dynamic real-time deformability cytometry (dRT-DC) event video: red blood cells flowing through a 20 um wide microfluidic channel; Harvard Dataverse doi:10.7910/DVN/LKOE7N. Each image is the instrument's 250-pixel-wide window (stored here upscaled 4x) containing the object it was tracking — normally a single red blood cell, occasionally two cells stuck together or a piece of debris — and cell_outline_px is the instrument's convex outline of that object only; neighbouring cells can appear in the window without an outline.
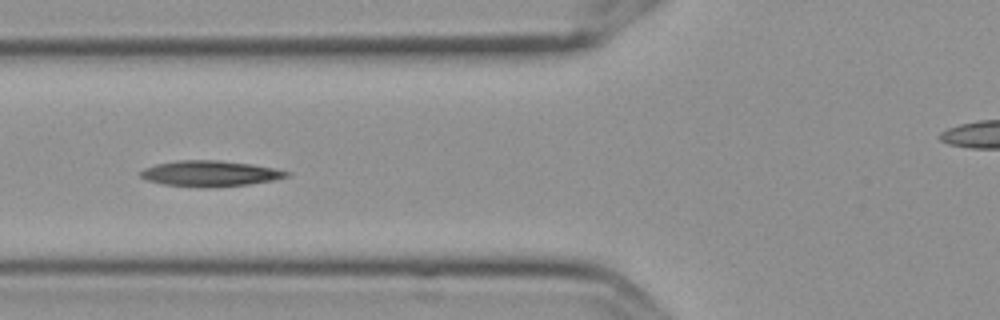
{"species": "Egyptian fruit bat (a non-hibernating species)", "species_latin": "Rousettus aegyptiacus", "temperature_condition": "cold", "stored_images_in_passage": 10, "camera_frame_rate_fps": 3000, "um_per_image_px": 0.085, "frame": {"image": 1, "passage_image": 6, "time_ms": 1.667, "image_size_px": [1000, 320], "cell_outline_px": [[292, 172], [288, 176], [272, 180], [248, 184], [208, 188], [200, 188], [164, 184], [148, 180], [140, 176], [136, 172], [144, 168], [156, 164], [176, 160], [220, 160], [252, 164]], "centroid_in_image_um": [17.8, 14.75], "position_along_channel_um": 108.0, "area_um2": 22.02}}
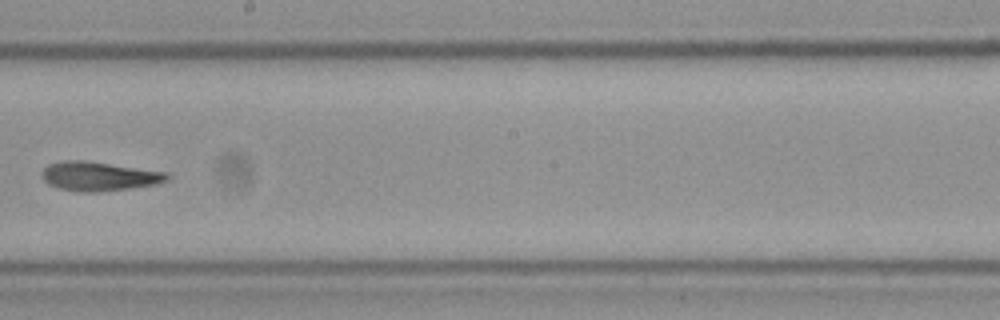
{"frame": {"image": 2, "passage_image": 9, "time_ms": 2.667, "image_size_px": [1000, 320], "cell_outline_px": [[172, 176], [168, 180], [156, 184], [128, 188], [96, 192], [76, 192], [60, 188], [48, 184], [44, 180], [40, 172], [48, 164], [64, 160], [84, 160], [168, 172]], "centroid_in_image_um": [8.41, 14.97], "position_along_channel_um": 239.8, "area_um2": 21.33}}
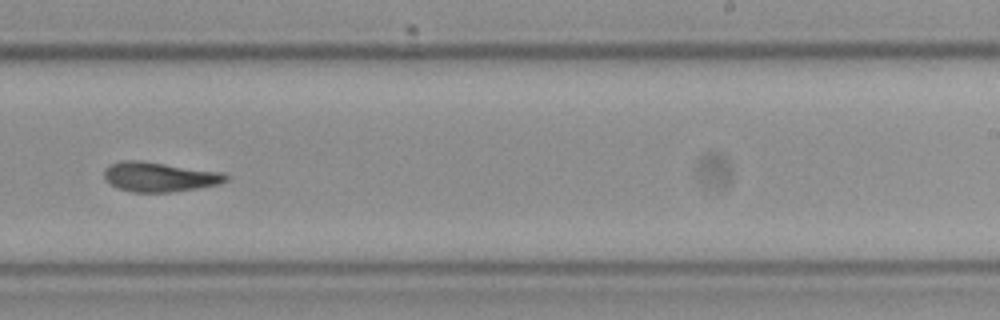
{"frame": {"image": 3, "passage_image": 10, "time_ms": 3.0, "image_size_px": [1000, 320], "cell_outline_px": [[228, 180], [220, 184], [172, 192], [132, 192], [120, 188], [112, 184], [104, 176], [104, 168], [112, 164], [124, 160], [140, 160], [224, 172], [228, 176]], "centroid_in_image_um": [13.6, 15.02], "position_along_channel_um": 275.4, "area_um2": 20.92}}